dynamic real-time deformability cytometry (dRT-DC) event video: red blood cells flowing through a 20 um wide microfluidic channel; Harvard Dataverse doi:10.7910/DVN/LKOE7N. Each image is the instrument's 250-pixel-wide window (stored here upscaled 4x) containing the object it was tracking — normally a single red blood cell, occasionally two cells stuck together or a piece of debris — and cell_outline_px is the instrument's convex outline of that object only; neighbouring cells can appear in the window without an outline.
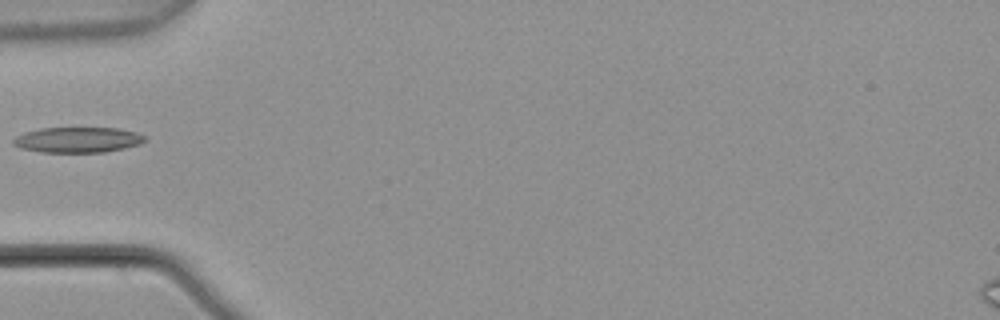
{"species": "common noctule bat (a hibernating species)", "species_latin": "Nyctalus noctula", "temperature_condition": "warm", "stored_images_in_passage": 5, "camera_frame_rate_fps": 3000, "um_per_image_px": 0.085, "animal": {"sex": "male", "body_mass_g": 21.5, "forearm_length_mm": 52.0}, "frame": {"image": 1, "passage_image": 5, "time_ms": 1.333, "image_size_px": [1000, 320], "cell_outline_px": [[148, 140], [140, 144], [124, 148], [104, 152], [40, 152], [20, 148], [12, 144], [12, 140], [16, 136], [24, 132], [40, 128], [116, 128], [136, 132], [148, 136]], "centroid_in_image_um": [6.62, 11.88], "position_along_channel_um": 78.4, "area_um2": 19.71}}